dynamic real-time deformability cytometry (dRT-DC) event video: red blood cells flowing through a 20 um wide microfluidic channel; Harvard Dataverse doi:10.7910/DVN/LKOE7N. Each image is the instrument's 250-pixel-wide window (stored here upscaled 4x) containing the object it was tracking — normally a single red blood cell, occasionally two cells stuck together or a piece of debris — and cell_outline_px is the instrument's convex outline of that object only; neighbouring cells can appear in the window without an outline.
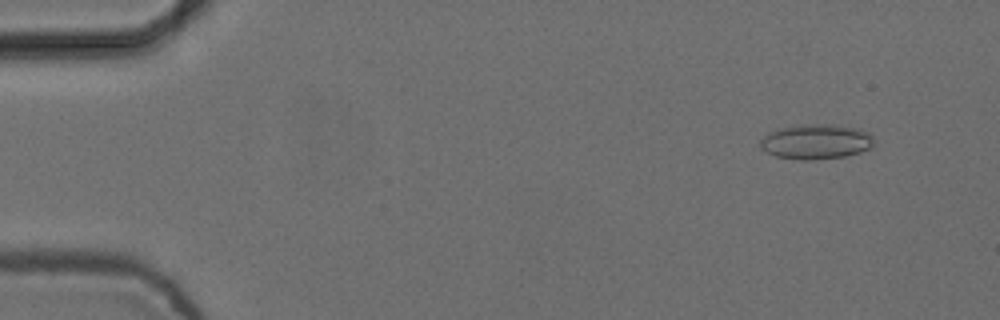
{"species": "common noctule bat (a hibernating species)", "species_latin": "Nyctalus noctula", "temperature_condition": "cold", "stored_images_in_passage": 5, "camera_frame_rate_fps": 3000, "um_per_image_px": 0.085, "animal": {"sex": "female", "body_mass_g": 24.6, "forearm_length_mm": 56.2}, "frame": {"image": 1, "passage_image": 1, "time_ms": 0.0, "image_size_px": [1000, 320], "cell_outline_px": [[872, 144], [868, 148], [860, 152], [844, 156], [816, 160], [800, 160], [776, 156], [760, 148], [760, 140], [764, 136], [780, 128], [804, 124], [840, 124], [860, 128], [868, 132], [872, 136]], "centroid_in_image_um": [69.37, 12.03], "position_along_channel_um": 15.6, "area_um2": 23.18}}